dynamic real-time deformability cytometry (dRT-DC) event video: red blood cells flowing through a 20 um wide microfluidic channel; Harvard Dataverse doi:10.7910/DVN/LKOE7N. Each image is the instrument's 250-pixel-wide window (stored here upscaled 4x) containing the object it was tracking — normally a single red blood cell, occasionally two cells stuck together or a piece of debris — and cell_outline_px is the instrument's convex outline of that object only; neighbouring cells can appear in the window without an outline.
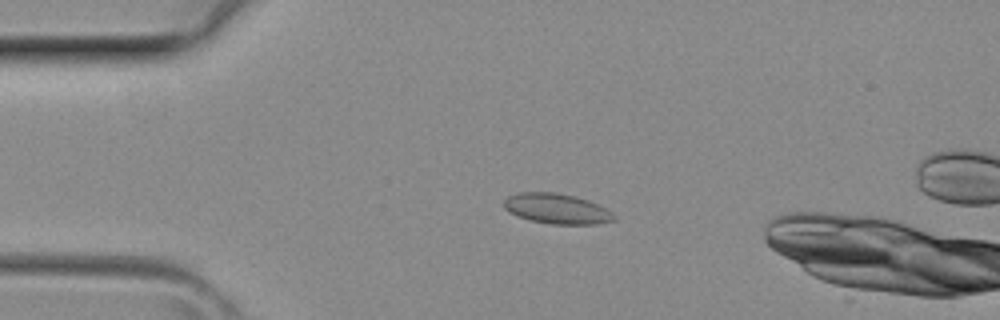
{"species": "common noctule bat (a hibernating species)", "species_latin": "Nyctalus noctula", "temperature_condition": "room temperature", "stored_images_in_passage": 11, "camera_frame_rate_fps": 3000, "um_per_image_px": 0.085, "animal": {"sex": "female", "body_mass_g": 29.2, "forearm_length_mm": 56.3}, "frame": {"image": 1, "passage_image": 8, "time_ms": 2.333, "image_size_px": [1000, 320], "cell_outline_px": [[616, 220], [596, 224], [552, 224], [528, 220], [516, 216], [508, 212], [504, 208], [504, 200], [508, 196], [520, 192], [556, 192], [588, 200], [612, 212], [616, 216]], "centroid_in_image_um": [47.29, 17.75], "position_along_channel_um": 37.7, "area_um2": 19.42}}